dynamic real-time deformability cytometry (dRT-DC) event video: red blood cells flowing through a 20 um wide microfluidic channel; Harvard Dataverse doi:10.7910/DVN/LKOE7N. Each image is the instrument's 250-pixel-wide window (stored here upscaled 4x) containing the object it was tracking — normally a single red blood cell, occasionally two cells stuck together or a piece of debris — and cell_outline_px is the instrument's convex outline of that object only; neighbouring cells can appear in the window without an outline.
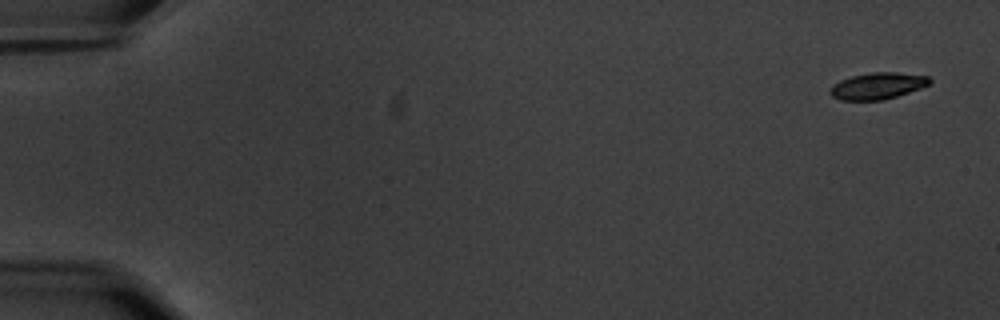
{"species": "common noctule bat (a hibernating species)", "species_latin": "Nyctalus noctula", "temperature_condition": "warm", "stored_images_in_passage": 12, "camera_frame_rate_fps": 3000, "um_per_image_px": 0.085, "animal": {"sex": "male", "body_mass_g": 20.1, "forearm_length_mm": 53.5}, "frame": {"image": 1, "passage_image": 1, "time_ms": 0.0, "image_size_px": [1000, 320], "cell_outline_px": [[932, 80], [928, 84], [920, 88], [884, 100], [840, 100], [832, 96], [828, 92], [832, 84], [840, 80], [852, 76], [872, 72], [896, 72], [928, 76]], "centroid_in_image_um": [74.55, 7.3], "position_along_channel_um": 10.4, "area_um2": 15.37}}